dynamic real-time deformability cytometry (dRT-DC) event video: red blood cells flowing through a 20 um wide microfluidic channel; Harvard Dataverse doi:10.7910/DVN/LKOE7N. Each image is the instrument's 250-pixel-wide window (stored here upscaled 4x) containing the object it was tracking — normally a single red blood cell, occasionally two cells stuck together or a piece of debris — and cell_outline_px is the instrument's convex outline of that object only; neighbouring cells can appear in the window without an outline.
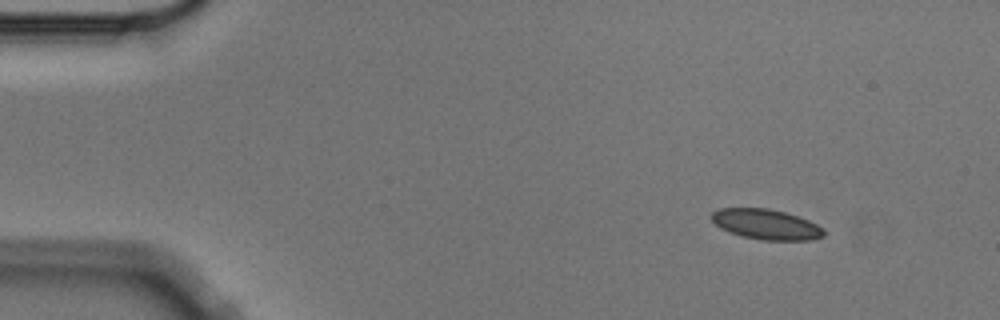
{"species": "Egyptian fruit bat (a non-hibernating species)", "species_latin": "Rousettus aegyptiacus", "temperature_condition": "cold", "stored_images_in_passage": 6, "camera_frame_rate_fps": 3000, "um_per_image_px": 0.085, "animal": {"sex": "male"}, "frame": {"image": 1, "passage_image": 1, "time_ms": 0.0, "image_size_px": [1000, 320], "cell_outline_px": [[824, 236], [812, 240], [764, 240], [744, 236], [720, 228], [708, 216], [712, 212], [720, 208], [768, 208], [784, 212], [808, 220], [824, 228]], "centroid_in_image_um": [65.12, 19.06], "position_along_channel_um": 19.9, "area_um2": 19.65}}
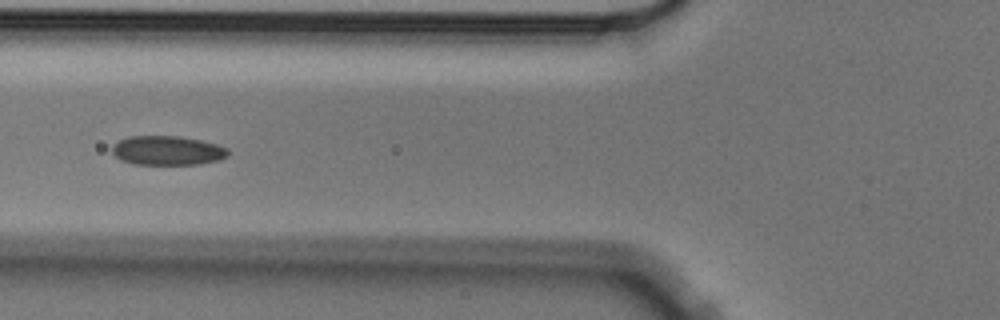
{"frame": {"image": 2, "passage_image": 4, "time_ms": 1.0, "image_size_px": [1000, 320], "cell_outline_px": [[228, 156], [220, 160], [200, 164], [132, 164], [120, 160], [112, 152], [112, 144], [128, 136], [180, 136], [200, 140], [216, 144], [228, 148]], "centroid_in_image_um": [14.22, 12.79], "position_along_channel_um": 111.6, "area_um2": 19.88}}
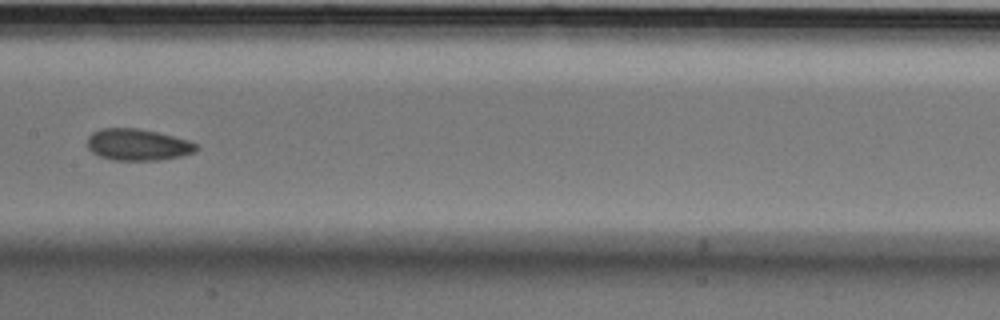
{"frame": {"image": 3, "passage_image": 6, "time_ms": 1.667, "image_size_px": [1000, 320], "cell_outline_px": [[200, 148], [196, 152], [180, 156], [160, 160], [112, 160], [100, 156], [92, 152], [88, 148], [88, 136], [92, 132], [100, 128], [140, 128], [188, 140], [196, 144]], "centroid_in_image_um": [11.71, 12.3], "position_along_channel_um": 195.7, "area_um2": 20.11}}